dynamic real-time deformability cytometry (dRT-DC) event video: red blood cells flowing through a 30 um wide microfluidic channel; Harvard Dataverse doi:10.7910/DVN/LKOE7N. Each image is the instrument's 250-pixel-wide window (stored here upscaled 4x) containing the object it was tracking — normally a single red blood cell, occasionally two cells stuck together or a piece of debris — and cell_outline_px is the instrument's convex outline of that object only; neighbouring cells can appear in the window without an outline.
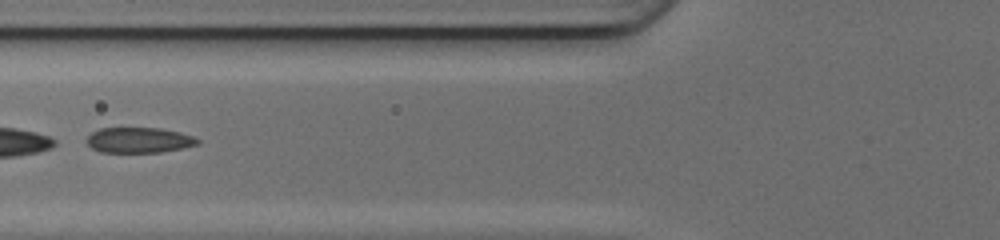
{"species": "common noctule bat (a hibernating species)", "species_latin": "Nyctalus noctula", "temperature_condition": "cold", "stored_images_in_passage": 48, "camera_frame_rate_fps": 3000, "um_per_image_px": 0.085, "animal": {"sex": "female", "body_mass_g": 17.0, "forearm_length_mm": 48.0}, "frame": {"image": 1, "passage_image": 20, "time_ms": 6.333, "image_size_px": [1000, 240], "cell_outline_px": [[200, 144], [160, 152], [100, 152], [92, 148], [88, 144], [88, 136], [92, 132], [100, 128], [160, 128], [180, 132], [192, 136], [200, 140]], "centroid_in_image_um": [11.82, 11.9], "position_along_channel_um": 114.0, "area_um2": 16.3}, "authors_computed_cell_mechanics": {"area_um2": 20.3456, "velocity_mm_per_s": 4.1773, "shape_relaxation_time_tau1_ms": null, "shape_relaxation_time_tau2_ms": 1.964, "deformation_change_tau1": null, "deformation_change_tau2": 0.0926}}